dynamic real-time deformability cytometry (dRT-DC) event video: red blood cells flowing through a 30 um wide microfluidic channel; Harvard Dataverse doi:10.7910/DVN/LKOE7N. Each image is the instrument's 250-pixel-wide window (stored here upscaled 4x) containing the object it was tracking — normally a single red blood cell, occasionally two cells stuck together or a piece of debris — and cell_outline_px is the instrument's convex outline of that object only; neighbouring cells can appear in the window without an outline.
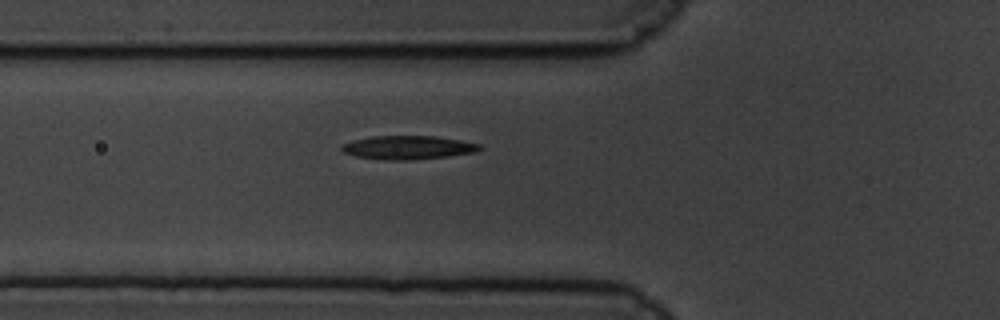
{"species": "common noctule bat (a hibernating species)", "species_latin": "Nyctalus noctula", "temperature_condition": "cold", "stored_images_in_passage": 40, "camera_frame_rate_fps": 3000, "um_per_image_px": 0.085, "animal": {"sex": "male", "body_mass_g": 19.5, "forearm_length_mm": 54.6}, "frame": {"image": 1, "passage_image": 7, "time_ms": 2.0, "image_size_px": [1000, 320], "cell_outline_px": [[484, 148], [476, 152], [448, 156], [408, 160], [384, 160], [356, 156], [344, 152], [340, 148], [344, 144], [352, 140], [372, 136], [436, 136], [460, 140], [480, 144]], "centroid_in_image_um": [34.7, 12.53], "position_along_channel_um": 91.1, "area_um2": 18.96}}
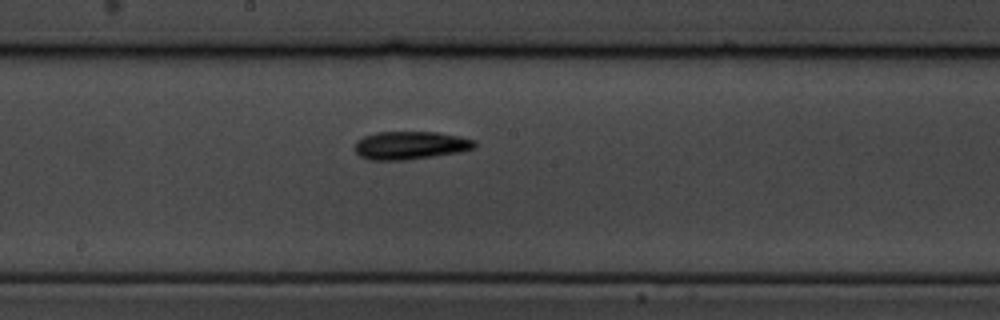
{"frame": {"image": 2, "passage_image": 18, "time_ms": 5.667, "image_size_px": [1000, 320], "cell_outline_px": [[476, 148], [460, 152], [404, 160], [368, 160], [360, 156], [356, 152], [356, 140], [364, 136], [376, 132], [436, 132], [460, 136], [476, 140]], "centroid_in_image_um": [34.9, 12.35], "position_along_channel_um": 213.3, "area_um2": 19.65}}
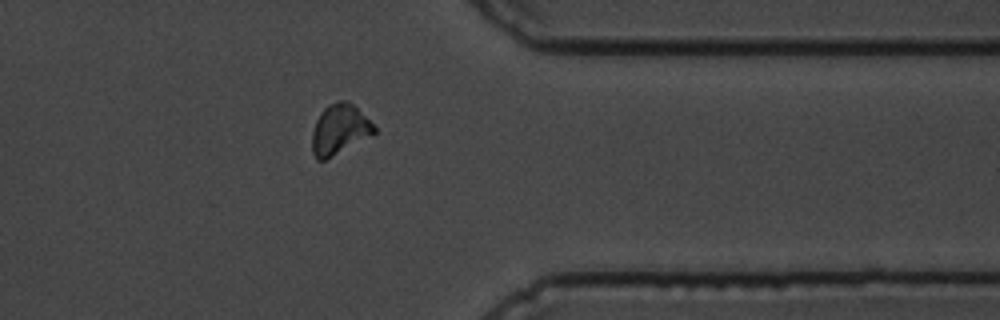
{"frame": {"image": 3, "passage_image": 34, "time_ms": 11.0, "image_size_px": [1000, 320], "cell_outline_px": [[376, 132], [324, 160], [316, 160], [312, 152], [312, 132], [316, 120], [320, 112], [328, 104], [336, 100], [348, 100], [376, 128]], "centroid_in_image_um": [28.8, 10.98], "position_along_channel_um": 382.6, "area_um2": 17.74}, "authors_computed_cell_mechanics": {"area_um2": 18.1781, "velocity_mm_per_s": 3.3309, "shape_relaxation_time_tau1_ms": 2.3594, "shape_relaxation_time_tau2_ms": 8.4526, "deformation_change_tau1": 0.1022, "deformation_change_tau2": 0.1582}}